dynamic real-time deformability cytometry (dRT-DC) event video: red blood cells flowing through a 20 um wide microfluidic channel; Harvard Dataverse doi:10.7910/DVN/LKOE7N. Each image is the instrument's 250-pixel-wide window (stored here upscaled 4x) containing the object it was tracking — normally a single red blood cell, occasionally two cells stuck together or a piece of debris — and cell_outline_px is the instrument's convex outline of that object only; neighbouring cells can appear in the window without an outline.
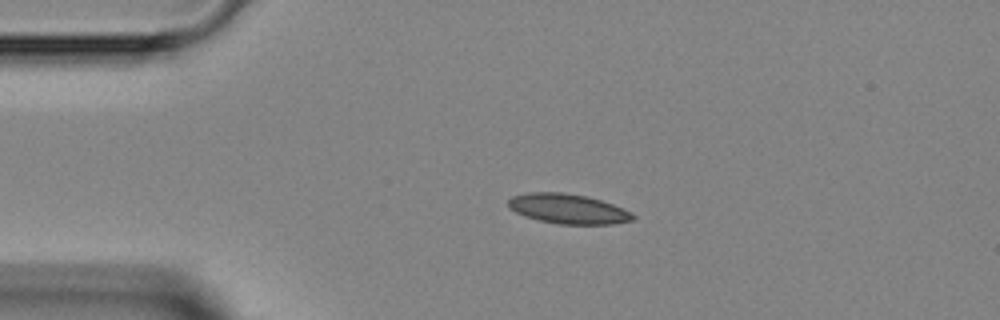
{"species": "Egyptian fruit bat (a non-hibernating species)", "species_latin": "Rousettus aegyptiacus", "temperature_condition": "room temperature", "stored_images_in_passage": 38, "camera_frame_rate_fps": 3000, "um_per_image_px": 0.085, "animal": {"sex": "female"}, "frame": {"image": 1, "passage_image": 1, "time_ms": 0.0, "image_size_px": [1000, 320], "cell_outline_px": [[636, 216], [632, 220], [612, 224], [556, 224], [524, 216], [508, 208], [508, 200], [512, 196], [528, 192], [564, 192], [588, 196], [624, 208], [632, 212]], "centroid_in_image_um": [48.28, 17.74], "position_along_channel_um": 36.7, "area_um2": 21.79}}
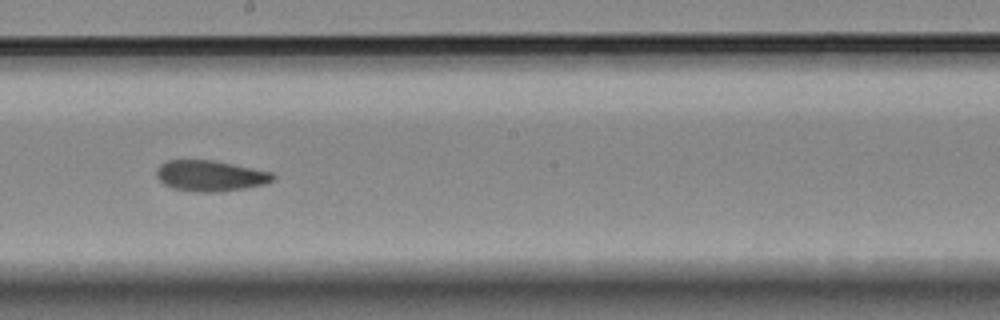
{"frame": {"image": 2, "passage_image": 17, "time_ms": 5.333, "image_size_px": [1000, 320], "cell_outline_px": [[276, 176], [272, 180], [264, 184], [244, 188], [220, 192], [196, 192], [172, 188], [164, 184], [156, 176], [156, 172], [160, 164], [168, 160], [212, 160], [272, 172]], "centroid_in_image_um": [17.86, 14.95], "position_along_channel_um": 230.3, "area_um2": 20.81}}
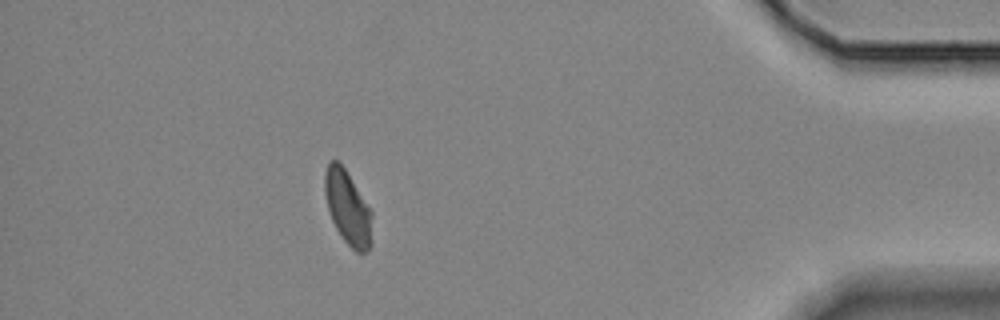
{"frame": {"image": 3, "passage_image": 33, "time_ms": 10.667, "image_size_px": [1000, 320], "cell_outline_px": [[372, 244], [364, 252], [356, 252], [344, 240], [336, 228], [332, 220], [328, 208], [324, 192], [324, 172], [328, 164], [332, 160], [336, 160], [344, 168], [372, 212]], "centroid_in_image_um": [29.56, 17.67], "position_along_channel_um": 405.6, "area_um2": 20.11}}